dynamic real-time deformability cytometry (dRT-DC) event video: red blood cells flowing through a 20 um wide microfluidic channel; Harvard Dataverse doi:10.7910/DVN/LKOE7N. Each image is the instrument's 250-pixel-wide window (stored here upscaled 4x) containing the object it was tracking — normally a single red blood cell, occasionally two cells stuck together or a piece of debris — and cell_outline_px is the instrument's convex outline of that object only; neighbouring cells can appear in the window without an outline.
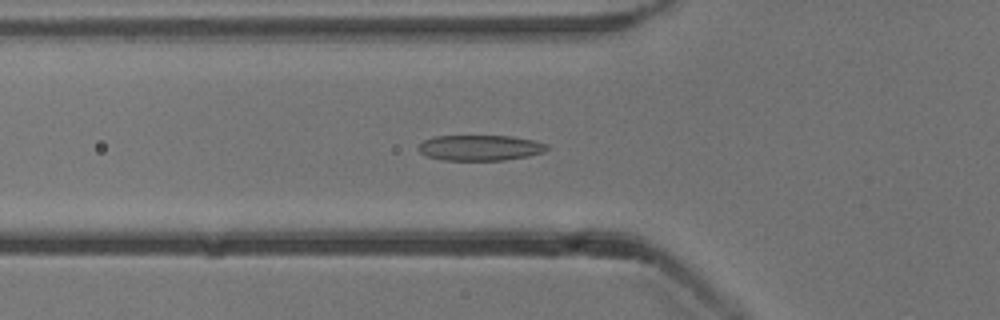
{"species": "common noctule bat (a hibernating species)", "species_latin": "Nyctalus noctula", "temperature_condition": "cold", "stored_images_in_passage": 55, "camera_frame_rate_fps": 3000, "um_per_image_px": 0.085, "animal": {"sex": "male", "body_mass_g": 13.3}, "frame": {"image": 1, "passage_image": 19, "time_ms": 6.0, "image_size_px": [1000, 320], "cell_outline_px": [[548, 148], [544, 152], [528, 156], [504, 160], [444, 160], [428, 156], [420, 152], [416, 148], [424, 140], [436, 136], [512, 136], [532, 140], [548, 144]], "centroid_in_image_um": [40.82, 12.56], "position_along_channel_um": 85.0, "area_um2": 19.07}}
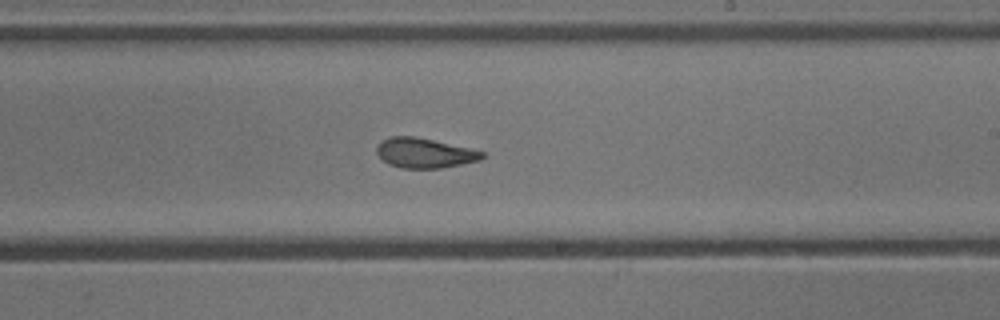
{"frame": {"image": 2, "passage_image": 32, "time_ms": 10.333, "image_size_px": [1000, 320], "cell_outline_px": [[484, 156], [480, 160], [440, 168], [400, 168], [388, 164], [376, 152], [376, 148], [384, 140], [392, 136], [416, 136], [468, 148], [484, 152]], "centroid_in_image_um": [36.07, 13.01], "position_along_channel_um": 252.9, "area_um2": 18.03}}
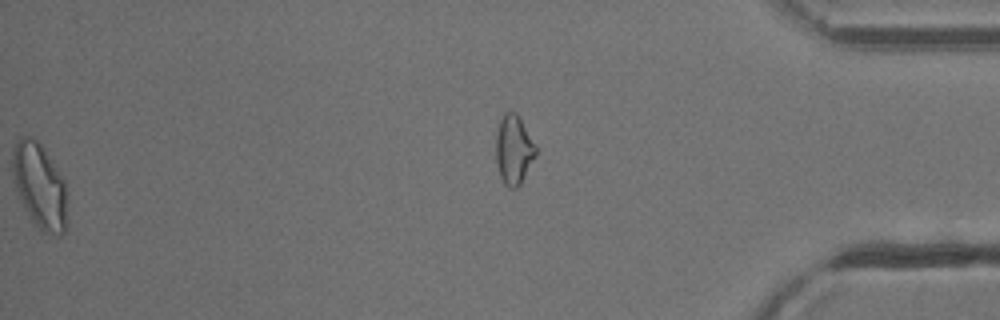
{"frame": {"image": 3, "passage_image": 54, "time_ms": 17.667, "image_size_px": [1000, 320], "cell_outline_px": [[68, 224], [64, 232], [60, 236], [56, 236], [44, 232], [32, 224], [16, 192], [12, 176], [12, 152], [20, 136], [32, 136], [40, 144], [64, 180], [68, 200]], "centroid_in_image_um": [3.38, 15.88], "position_along_channel_um": 431.8, "area_um2": 27.8}, "authors_computed_cell_mechanics": {"area_um2": 19.5942, "velocity_mm_per_s": 3.8558, "shape_relaxation_time_tau1_ms": 3.6926, "shape_relaxation_time_tau2_ms": 1.5207, "deformation_change_tau1": 0.1458, "deformation_change_tau2": 0.0843}}